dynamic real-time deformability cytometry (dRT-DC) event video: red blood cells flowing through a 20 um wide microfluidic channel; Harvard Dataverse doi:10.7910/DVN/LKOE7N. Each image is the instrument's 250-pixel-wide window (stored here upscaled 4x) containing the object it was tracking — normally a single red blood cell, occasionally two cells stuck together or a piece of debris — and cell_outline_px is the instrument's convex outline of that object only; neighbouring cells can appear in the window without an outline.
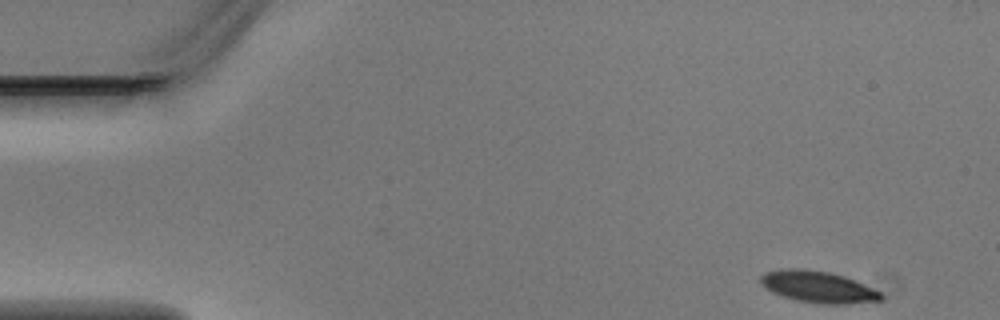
{"species": "Egyptian fruit bat (a non-hibernating species)", "species_latin": "Rousettus aegyptiacus", "temperature_condition": "warm", "stored_images_in_passage": 4, "camera_frame_rate_fps": 3000, "um_per_image_px": 0.085, "animal": {"sex": "male"}, "frame": {"image": 1, "passage_image": 1, "time_ms": 0.0, "image_size_px": [1000, 320], "cell_outline_px": [[884, 296], [880, 300], [848, 304], [824, 304], [800, 300], [784, 296], [772, 292], [760, 284], [760, 276], [764, 272], [780, 268], [804, 268], [828, 272], [844, 276], [856, 280], [880, 292]], "centroid_in_image_um": [69.51, 24.36], "position_along_channel_um": 15.5, "area_um2": 22.14}}
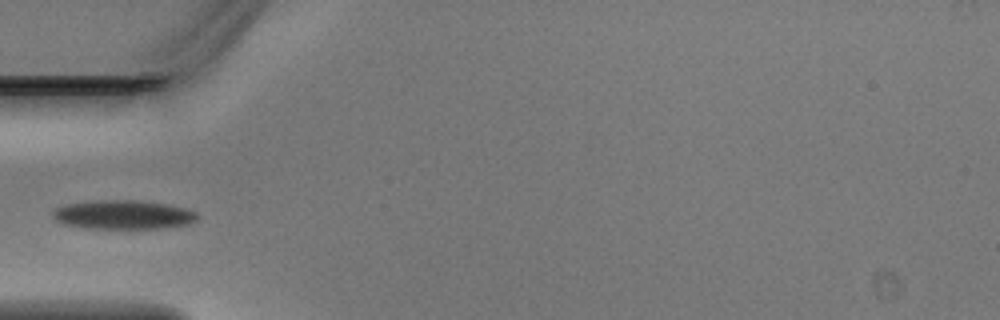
{"frame": {"image": 2, "passage_image": 4, "time_ms": 1.0, "image_size_px": [1000, 320], "cell_outline_px": [[200, 216], [192, 224], [164, 228], [88, 228], [64, 224], [56, 220], [52, 216], [52, 212], [56, 208], [68, 204], [96, 200], [132, 200], [168, 204], [184, 208], [196, 212]], "centroid_in_image_um": [10.52, 18.25], "position_along_channel_um": 74.5, "area_um2": 24.39}}